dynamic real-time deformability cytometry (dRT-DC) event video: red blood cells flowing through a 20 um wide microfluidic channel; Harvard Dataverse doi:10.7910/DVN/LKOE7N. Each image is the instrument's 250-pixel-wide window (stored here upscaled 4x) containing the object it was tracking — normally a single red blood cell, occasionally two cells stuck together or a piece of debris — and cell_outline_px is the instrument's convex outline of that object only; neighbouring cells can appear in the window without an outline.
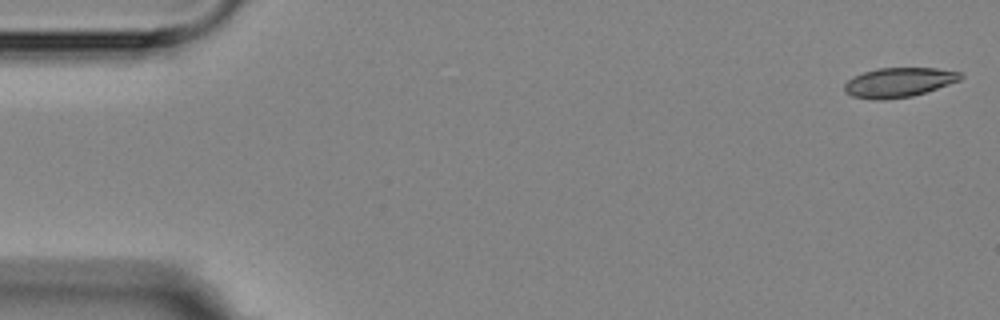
{"species": "Egyptian fruit bat (a non-hibernating species)", "species_latin": "Rousettus aegyptiacus", "temperature_condition": "room temperature", "stored_images_in_passage": 5, "camera_frame_rate_fps": 3000, "um_per_image_px": 0.085, "animal": {"sex": "female"}, "frame": {"image": 1, "passage_image": 1, "time_ms": 0.0, "image_size_px": [1000, 320], "cell_outline_px": [[964, 76], [960, 80], [912, 96], [884, 100], [876, 100], [852, 96], [844, 92], [844, 84], [848, 80], [864, 72], [876, 68], [936, 68], [960, 72]], "centroid_in_image_um": [76.38, 7.0], "position_along_channel_um": 8.6, "area_um2": 19.83}}
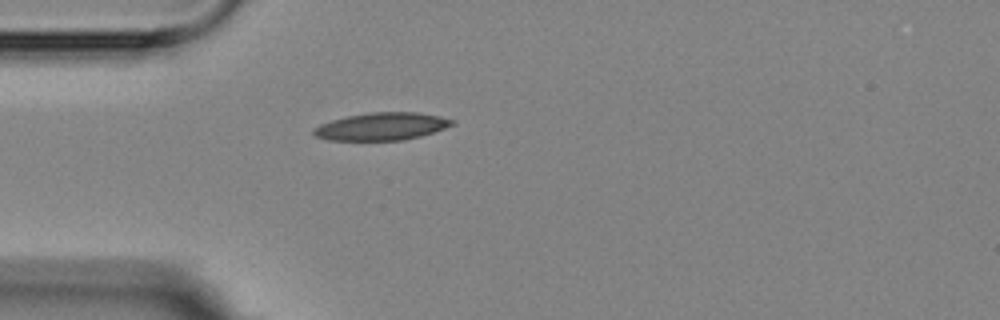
{"frame": {"image": 2, "passage_image": 5, "time_ms": 4.667, "image_size_px": [1000, 320], "cell_outline_px": [[456, 124], [420, 136], [404, 140], [328, 140], [316, 136], [312, 132], [312, 128], [320, 124], [332, 120], [348, 116], [368, 112], [420, 112], [440, 116], [456, 120]], "centroid_in_image_um": [32.46, 10.74], "position_along_channel_um": 52.5, "area_um2": 22.31}}